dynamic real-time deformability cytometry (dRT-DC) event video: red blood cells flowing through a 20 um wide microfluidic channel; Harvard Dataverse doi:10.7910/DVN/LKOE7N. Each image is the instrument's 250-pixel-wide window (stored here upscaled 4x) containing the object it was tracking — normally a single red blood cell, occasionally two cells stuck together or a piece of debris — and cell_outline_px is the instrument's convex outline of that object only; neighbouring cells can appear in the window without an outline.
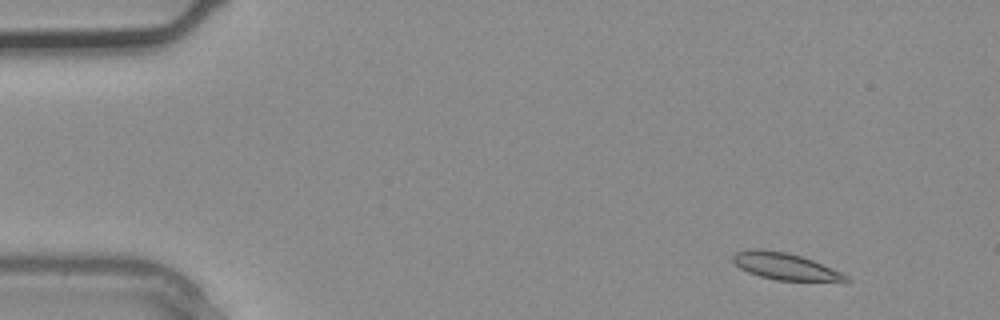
{"species": "common noctule bat (a hibernating species)", "species_latin": "Nyctalus noctula", "temperature_condition": "warm", "stored_images_in_passage": 2, "camera_frame_rate_fps": 3000, "um_per_image_px": 0.085, "animal": {"sex": "male", "body_mass_g": 20.4}, "frame": {"image": 1, "passage_image": 1, "time_ms": 0.0, "image_size_px": [1000, 320], "cell_outline_px": [[852, 280], [776, 280], [760, 276], [748, 272], [740, 268], [732, 260], [732, 256], [736, 252], [748, 248], [760, 248], [788, 252], [812, 260], [840, 272], [848, 276]], "centroid_in_image_um": [66.63, 22.6], "position_along_channel_um": 18.4, "area_um2": 17.34}}